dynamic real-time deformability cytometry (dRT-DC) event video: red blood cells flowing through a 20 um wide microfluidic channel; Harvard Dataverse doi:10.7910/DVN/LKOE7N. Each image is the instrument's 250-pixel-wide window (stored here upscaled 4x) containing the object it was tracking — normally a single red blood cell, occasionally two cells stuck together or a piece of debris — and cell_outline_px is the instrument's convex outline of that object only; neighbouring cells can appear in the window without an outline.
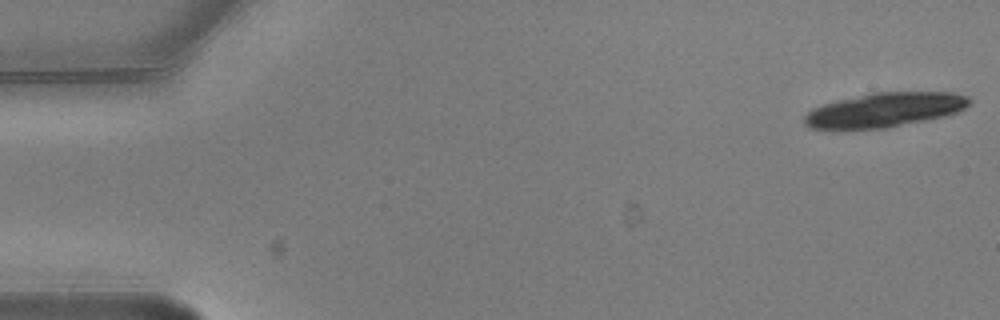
{"species": "common noctule bat (a hibernating species)", "species_latin": "Nyctalus noctula", "temperature_condition": "warm", "stored_images_in_passage": 6, "camera_frame_rate_fps": 3000, "um_per_image_px": 0.085, "animal": {"sex": "male", "body_mass_g": 20.5, "forearm_length_mm": 52.5}, "frame": {"image": 1, "passage_image": 1, "time_ms": 0.0, "image_size_px": [1000, 320], "cell_outline_px": [[972, 100], [960, 112], [948, 116], [888, 128], [808, 128], [804, 124], [804, 116], [812, 108], [824, 104], [872, 92], [952, 92], [968, 96]], "centroid_in_image_um": [75.27, 9.34], "position_along_channel_um": 9.7, "area_um2": 33.06}}